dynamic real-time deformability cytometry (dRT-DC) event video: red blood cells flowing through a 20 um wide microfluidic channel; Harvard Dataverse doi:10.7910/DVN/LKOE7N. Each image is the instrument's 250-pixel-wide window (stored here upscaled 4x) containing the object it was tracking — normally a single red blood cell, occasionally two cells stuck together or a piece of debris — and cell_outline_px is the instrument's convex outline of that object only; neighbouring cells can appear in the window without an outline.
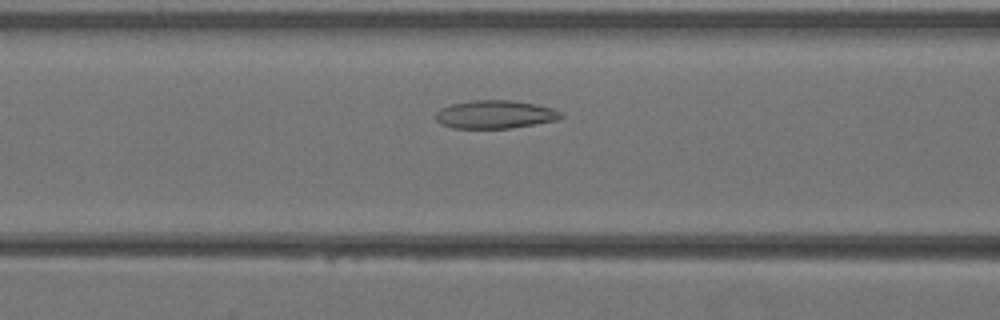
{"species": "Egyptian fruit bat (a non-hibernating species)", "species_latin": "Rousettus aegyptiacus", "temperature_condition": "warm", "stored_images_in_passage": 28, "camera_frame_rate_fps": 3000, "um_per_image_px": 0.085, "animal": {"sex": "female"}, "frame": {"image": 1, "passage_image": 11, "time_ms": 3.333, "image_size_px": [1000, 320], "cell_outline_px": [[564, 116], [556, 120], [512, 128], [452, 128], [440, 124], [436, 120], [436, 112], [440, 108], [452, 104], [472, 100], [512, 100], [536, 104], [552, 108], [560, 112]], "centroid_in_image_um": [42.06, 9.72], "position_along_channel_um": 124.5, "area_um2": 20.58}}
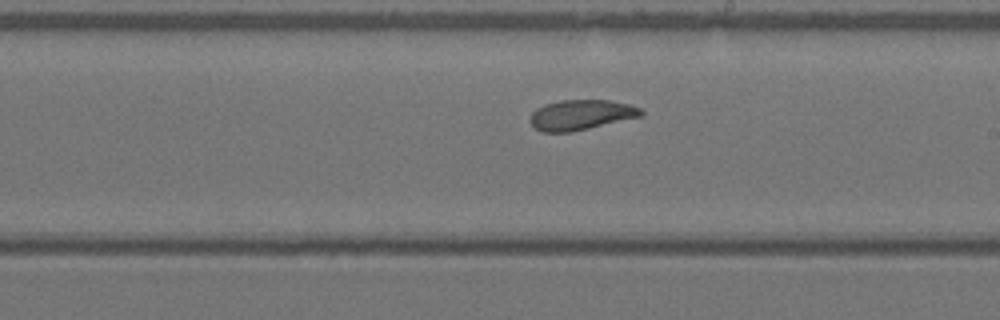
{"frame": {"image": 2, "passage_image": 18, "time_ms": 5.667, "image_size_px": [1000, 320], "cell_outline_px": [[644, 112], [640, 116], [572, 132], [544, 132], [536, 128], [528, 120], [532, 112], [536, 108], [544, 104], [560, 100], [608, 100], [628, 104], [640, 108]], "centroid_in_image_um": [49.34, 9.76], "position_along_channel_um": 239.7, "area_um2": 19.36}}
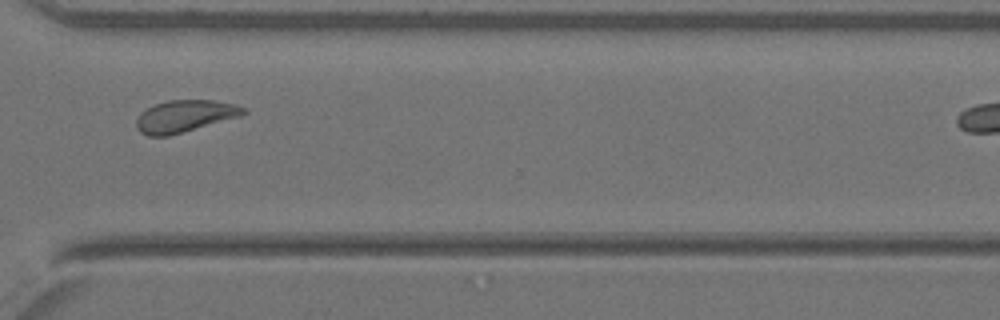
{"frame": {"image": 3, "passage_image": 25, "time_ms": 8.0, "image_size_px": [1000, 320], "cell_outline_px": [[248, 112], [240, 116], [168, 136], [148, 136], [140, 132], [136, 128], [136, 116], [140, 112], [156, 104], [168, 100], [216, 100], [236, 104], [248, 108]], "centroid_in_image_um": [15.71, 9.86], "position_along_channel_um": 354.9, "area_um2": 20.06}}